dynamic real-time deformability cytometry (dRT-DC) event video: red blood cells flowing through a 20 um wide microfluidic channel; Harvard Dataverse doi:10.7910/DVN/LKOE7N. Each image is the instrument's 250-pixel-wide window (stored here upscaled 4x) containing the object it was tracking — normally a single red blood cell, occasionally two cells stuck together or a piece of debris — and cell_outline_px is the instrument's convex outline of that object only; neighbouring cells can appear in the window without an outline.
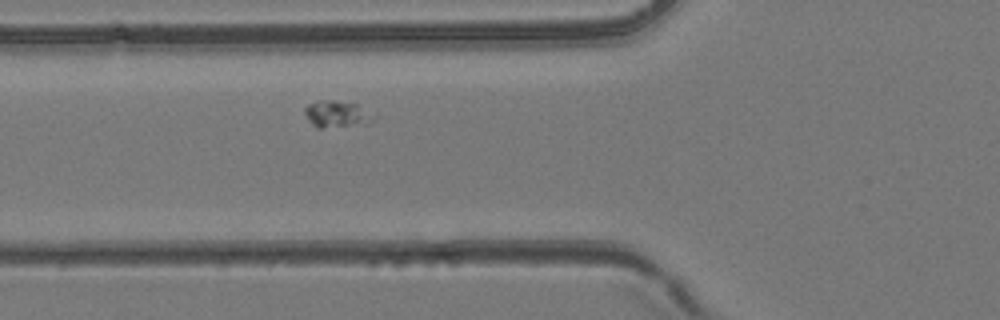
{"species": "common noctule bat (a hibernating species)", "species_latin": "Nyctalus noctula", "temperature_condition": "room temperature", "stored_images_in_passage": 36, "camera_frame_rate_fps": 3000, "um_per_image_px": 0.085, "animal": {"sex": "female", "body_mass_g": 24.6, "forearm_length_mm": 56.2}, "frame": {"image": 1, "passage_image": 6, "time_ms": 1.667, "image_size_px": [1000, 320], "cell_outline_px": [[376, 120], [368, 124], [324, 128], [316, 128], [308, 120], [304, 112], [304, 108], [308, 104], [316, 100], [332, 100], [356, 104], [376, 116]], "centroid_in_image_um": [28.63, 9.71], "position_along_channel_um": 97.2, "area_um2": 10.92}}